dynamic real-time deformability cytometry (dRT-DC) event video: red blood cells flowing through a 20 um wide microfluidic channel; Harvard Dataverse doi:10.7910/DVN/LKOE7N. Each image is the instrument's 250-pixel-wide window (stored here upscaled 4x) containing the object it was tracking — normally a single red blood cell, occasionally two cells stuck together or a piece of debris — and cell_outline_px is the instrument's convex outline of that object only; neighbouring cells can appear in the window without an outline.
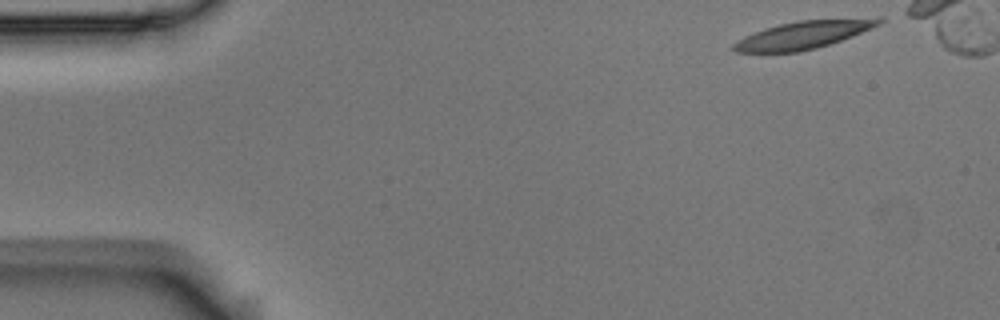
{"species": "Egyptian fruit bat (a non-hibernating species)", "species_latin": "Rousettus aegyptiacus", "temperature_condition": "room temperature", "stored_images_in_passage": 5, "camera_frame_rate_fps": 3000, "um_per_image_px": 0.085, "animal": {"sex": "male"}, "frame": {"image": 1, "passage_image": 1, "time_ms": 0.0, "image_size_px": [1000, 320], "cell_outline_px": [[884, 20], [880, 24], [872, 28], [852, 36], [816, 48], [800, 52], [736, 52], [732, 48], [732, 44], [744, 36], [764, 28], [780, 24], [800, 20], [884, 16]], "centroid_in_image_um": [68.36, 2.94], "position_along_channel_um": 16.6, "area_um2": 23.76}}